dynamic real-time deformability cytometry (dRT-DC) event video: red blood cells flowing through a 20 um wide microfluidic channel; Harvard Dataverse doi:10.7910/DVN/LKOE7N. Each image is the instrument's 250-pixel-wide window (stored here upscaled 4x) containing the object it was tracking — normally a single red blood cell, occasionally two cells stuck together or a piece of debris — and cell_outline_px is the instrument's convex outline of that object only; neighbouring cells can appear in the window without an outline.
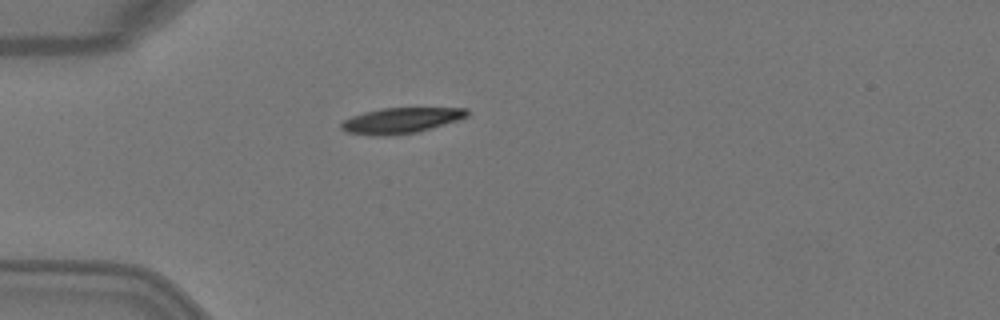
{"species": "Egyptian fruit bat (a non-hibernating species)", "species_latin": "Rousettus aegyptiacus", "temperature_condition": "warm", "stored_images_in_passage": 4, "camera_frame_rate_fps": 3000, "um_per_image_px": 0.085, "animal": {"sex": "female"}, "frame": {"image": 1, "passage_image": 4, "time_ms": 1.0, "image_size_px": [1000, 320], "cell_outline_px": [[468, 116], [456, 120], [416, 132], [388, 136], [372, 136], [344, 132], [340, 128], [340, 124], [344, 120], [352, 116], [364, 112], [384, 108], [468, 108]], "centroid_in_image_um": [34.01, 10.25], "position_along_channel_um": 51.0, "area_um2": 18.67}}